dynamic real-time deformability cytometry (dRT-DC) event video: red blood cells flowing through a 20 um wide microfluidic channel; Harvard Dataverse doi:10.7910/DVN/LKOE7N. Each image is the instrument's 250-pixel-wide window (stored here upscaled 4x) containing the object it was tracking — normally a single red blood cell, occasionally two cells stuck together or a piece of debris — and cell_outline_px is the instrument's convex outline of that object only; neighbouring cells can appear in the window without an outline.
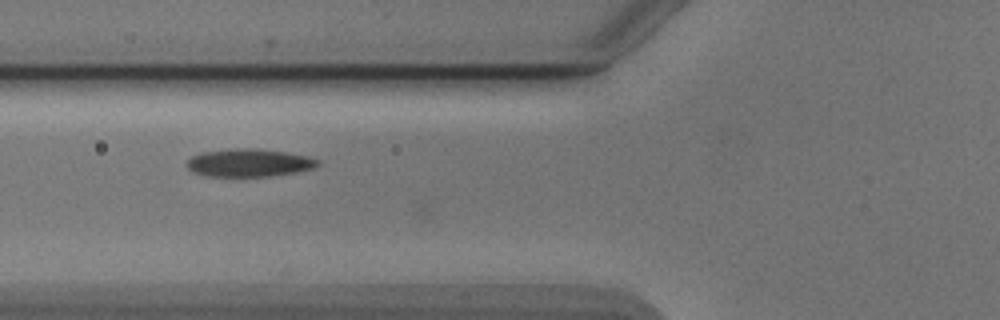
{"species": "Egyptian fruit bat (a non-hibernating species)", "species_latin": "Rousettus aegyptiacus", "temperature_condition": "cold", "stored_images_in_passage": 4, "camera_frame_rate_fps": 3000, "um_per_image_px": 0.085, "animal": {"sex": "male"}, "frame": {"image": 1, "passage_image": 3, "time_ms": 0.667, "image_size_px": [1000, 320], "cell_outline_px": [[320, 164], [312, 168], [296, 172], [268, 176], [208, 176], [196, 172], [188, 168], [188, 160], [192, 156], [200, 152], [236, 148], [256, 148], [284, 152], [308, 156], [320, 160]], "centroid_in_image_um": [21.19, 13.82], "position_along_channel_um": 104.6, "area_um2": 21.04}}